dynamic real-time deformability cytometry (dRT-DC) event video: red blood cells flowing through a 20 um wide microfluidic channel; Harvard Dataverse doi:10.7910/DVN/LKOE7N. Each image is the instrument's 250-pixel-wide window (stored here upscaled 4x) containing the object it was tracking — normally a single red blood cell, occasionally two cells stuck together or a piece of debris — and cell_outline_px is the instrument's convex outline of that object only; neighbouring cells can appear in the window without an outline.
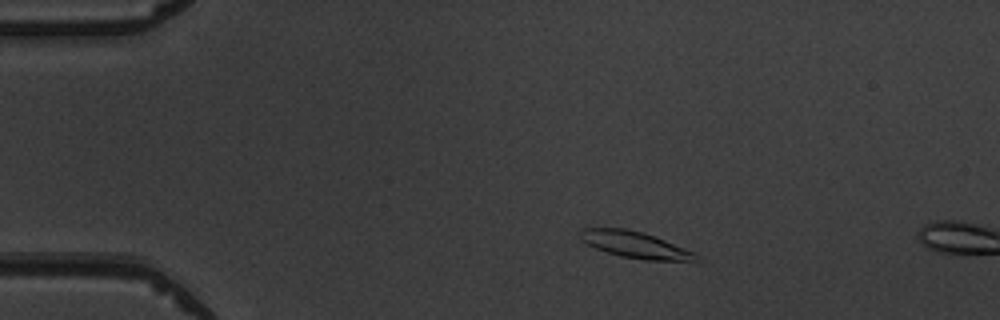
{"species": "common noctule bat (a hibernating species)", "species_latin": "Nyctalus noctula", "temperature_condition": "warm", "stored_images_in_passage": 3, "camera_frame_rate_fps": 3000, "um_per_image_px": 0.085, "animal": {"sex": "male", "body_mass_g": 19.5, "forearm_length_mm": 54.6}, "frame": {"image": 1, "passage_image": 2, "time_ms": 1.0, "image_size_px": [1000, 320], "cell_outline_px": [[700, 264], [644, 260], [620, 256], [596, 248], [580, 240], [580, 228], [624, 228], [640, 232], [664, 240], [696, 252], [700, 256]], "centroid_in_image_um": [54.15, 20.87], "position_along_channel_um": 30.8, "area_um2": 18.44}}